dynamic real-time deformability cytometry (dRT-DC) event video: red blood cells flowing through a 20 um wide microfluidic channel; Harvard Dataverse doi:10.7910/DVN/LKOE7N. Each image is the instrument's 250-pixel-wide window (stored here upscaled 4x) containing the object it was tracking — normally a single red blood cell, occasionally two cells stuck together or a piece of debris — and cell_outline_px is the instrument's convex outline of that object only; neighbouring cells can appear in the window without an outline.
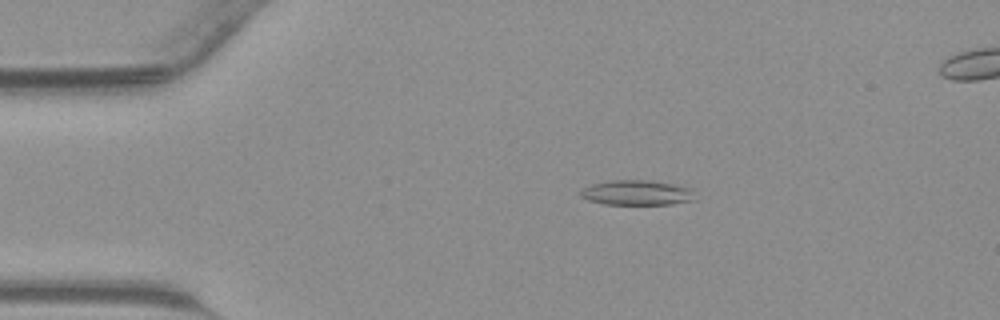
{"species": "common noctule bat (a hibernating species)", "species_latin": "Nyctalus noctula", "temperature_condition": "warm", "stored_images_in_passage": 44, "camera_frame_rate_fps": 3000, "um_per_image_px": 0.085, "animal": {"sex": "male", "body_mass_g": 23.1, "forearm_length_mm": 52.7}, "frame": {"image": 1, "passage_image": 8, "time_ms": 2.333, "image_size_px": [1000, 320], "cell_outline_px": [[696, 200], [672, 204], [604, 204], [588, 200], [580, 196], [580, 192], [584, 188], [592, 184], [612, 180], [652, 180], [692, 188]], "centroid_in_image_um": [54.16, 16.38], "position_along_channel_um": 30.8, "area_um2": 16.7}}
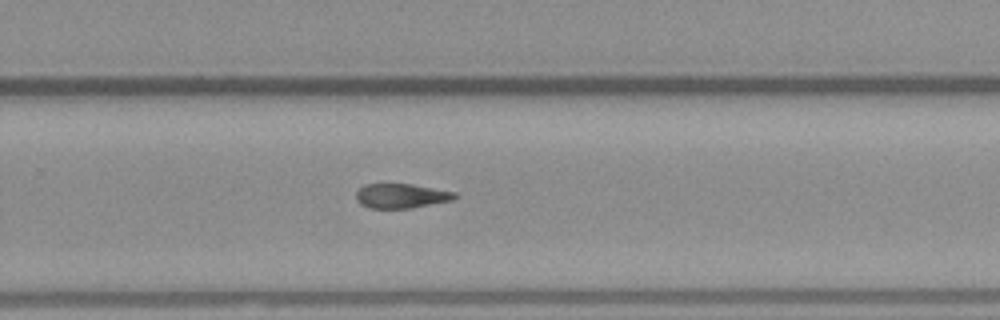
{"frame": {"image": 2, "passage_image": 28, "time_ms": 9.0, "image_size_px": [1000, 320], "cell_outline_px": [[456, 196], [452, 200], [412, 208], [368, 208], [360, 204], [356, 200], [356, 192], [364, 184], [412, 184], [456, 192]], "centroid_in_image_um": [34.07, 16.65], "position_along_channel_um": 295.7, "area_um2": 14.1}}
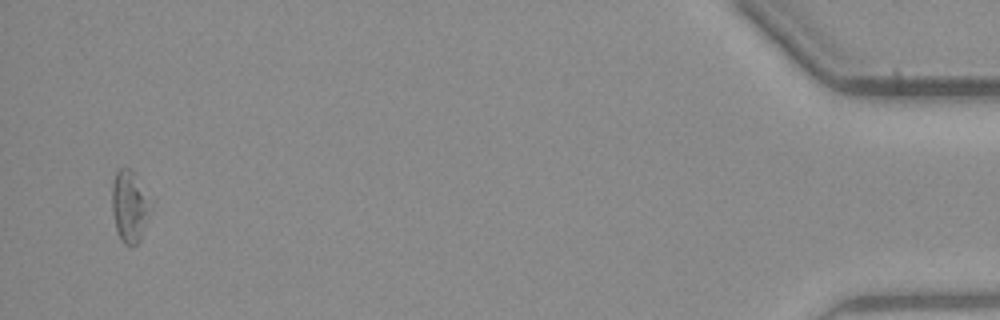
{"frame": {"image": 3, "passage_image": 42, "time_ms": 13.667, "image_size_px": [1000, 320], "cell_outline_px": [[152, 200], [148, 220], [140, 240], [136, 244], [124, 244], [120, 240], [116, 228], [112, 212], [112, 184], [116, 168], [132, 168], [152, 196]], "centroid_in_image_um": [11.05, 17.46], "position_along_channel_um": 424.2, "area_um2": 16.82}}